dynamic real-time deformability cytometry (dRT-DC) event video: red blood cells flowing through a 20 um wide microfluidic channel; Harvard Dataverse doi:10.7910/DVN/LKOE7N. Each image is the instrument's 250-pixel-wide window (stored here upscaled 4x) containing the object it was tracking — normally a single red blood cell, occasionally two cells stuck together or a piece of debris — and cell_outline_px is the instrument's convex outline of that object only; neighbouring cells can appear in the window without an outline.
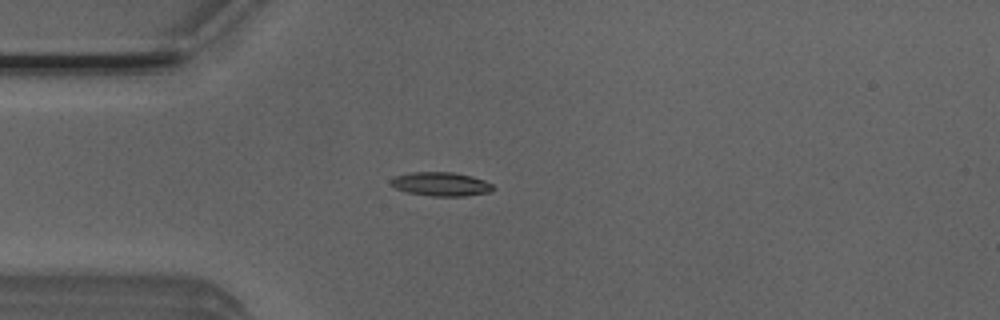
{"species": "Egyptian fruit bat (a non-hibernating species)", "species_latin": "Rousettus aegyptiacus", "temperature_condition": "room temperature", "stored_images_in_passage": 40, "camera_frame_rate_fps": 3000, "um_per_image_px": 0.085, "animal": {"sex": "male"}, "frame": {"image": 1, "passage_image": 13, "time_ms": 4.0, "image_size_px": [1000, 320], "cell_outline_px": [[496, 188], [492, 192], [464, 196], [432, 196], [408, 192], [396, 188], [388, 184], [388, 180], [396, 176], [408, 172], [452, 172], [472, 176], [484, 180], [492, 184]], "centroid_in_image_um": [37.48, 15.64], "position_along_channel_um": 47.5, "area_um2": 14.39}}
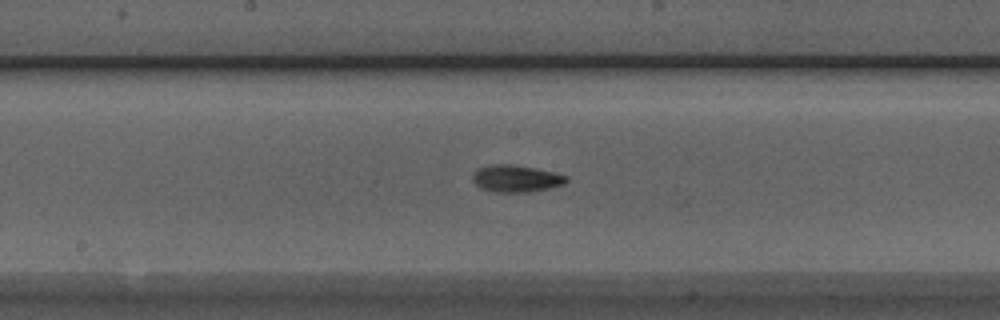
{"frame": {"image": 2, "passage_image": 26, "time_ms": 8.333, "image_size_px": [1000, 320], "cell_outline_px": [[568, 180], [564, 184], [552, 188], [528, 192], [492, 192], [480, 188], [472, 180], [472, 176], [476, 168], [492, 164], [512, 164], [536, 168], [568, 176]], "centroid_in_image_um": [43.85, 15.18], "position_along_channel_um": 204.4, "area_um2": 14.97}}
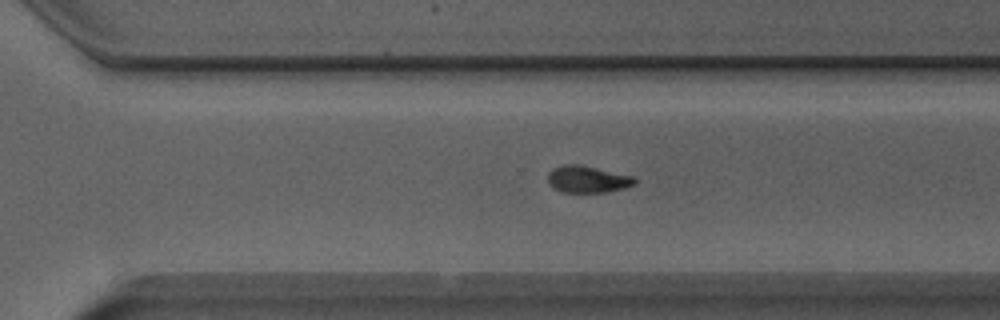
{"frame": {"image": 3, "passage_image": 35, "time_ms": 11.333, "image_size_px": [1000, 320], "cell_outline_px": [[636, 184], [624, 188], [608, 192], [560, 192], [548, 180], [548, 172], [552, 168], [564, 164], [576, 164], [632, 176], [636, 180]], "centroid_in_image_um": [49.93, 15.24], "position_along_channel_um": 320.7, "area_um2": 13.35}, "authors_computed_cell_mechanics": {"area_um2": 13.7564, "velocity_mm_per_s": 3.8907, "shape_relaxation_time_tau1_ms": 3.7136, "shape_relaxation_time_tau2_ms": 3.7118, "deformation_change_tau1": 0.1562, "deformation_change_tau2": 0.0937}}